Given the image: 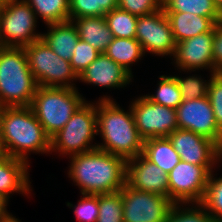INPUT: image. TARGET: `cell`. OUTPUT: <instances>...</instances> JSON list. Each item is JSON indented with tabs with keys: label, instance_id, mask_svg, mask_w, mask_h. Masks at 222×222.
<instances>
[{
	"label": "cell",
	"instance_id": "obj_21",
	"mask_svg": "<svg viewBox=\"0 0 222 222\" xmlns=\"http://www.w3.org/2000/svg\"><path fill=\"white\" fill-rule=\"evenodd\" d=\"M79 38L104 53L113 36L104 16L80 17L72 20Z\"/></svg>",
	"mask_w": 222,
	"mask_h": 222
},
{
	"label": "cell",
	"instance_id": "obj_17",
	"mask_svg": "<svg viewBox=\"0 0 222 222\" xmlns=\"http://www.w3.org/2000/svg\"><path fill=\"white\" fill-rule=\"evenodd\" d=\"M133 75L105 53L98 57L78 76V80L101 88H123L132 82Z\"/></svg>",
	"mask_w": 222,
	"mask_h": 222
},
{
	"label": "cell",
	"instance_id": "obj_3",
	"mask_svg": "<svg viewBox=\"0 0 222 222\" xmlns=\"http://www.w3.org/2000/svg\"><path fill=\"white\" fill-rule=\"evenodd\" d=\"M103 96L96 102L97 135L103 139L97 148L126 161L143 154L144 140L138 133L130 105L125 111L113 98Z\"/></svg>",
	"mask_w": 222,
	"mask_h": 222
},
{
	"label": "cell",
	"instance_id": "obj_7",
	"mask_svg": "<svg viewBox=\"0 0 222 222\" xmlns=\"http://www.w3.org/2000/svg\"><path fill=\"white\" fill-rule=\"evenodd\" d=\"M28 66L38 86L77 89L78 75L70 61L60 58L42 38L24 47Z\"/></svg>",
	"mask_w": 222,
	"mask_h": 222
},
{
	"label": "cell",
	"instance_id": "obj_40",
	"mask_svg": "<svg viewBox=\"0 0 222 222\" xmlns=\"http://www.w3.org/2000/svg\"><path fill=\"white\" fill-rule=\"evenodd\" d=\"M214 3L218 10L222 13V0H214Z\"/></svg>",
	"mask_w": 222,
	"mask_h": 222
},
{
	"label": "cell",
	"instance_id": "obj_32",
	"mask_svg": "<svg viewBox=\"0 0 222 222\" xmlns=\"http://www.w3.org/2000/svg\"><path fill=\"white\" fill-rule=\"evenodd\" d=\"M174 77L179 86L183 101L207 96L209 80H204L201 75H189L186 78L175 75Z\"/></svg>",
	"mask_w": 222,
	"mask_h": 222
},
{
	"label": "cell",
	"instance_id": "obj_27",
	"mask_svg": "<svg viewBox=\"0 0 222 222\" xmlns=\"http://www.w3.org/2000/svg\"><path fill=\"white\" fill-rule=\"evenodd\" d=\"M104 17L114 38L135 39L138 16L117 7Z\"/></svg>",
	"mask_w": 222,
	"mask_h": 222
},
{
	"label": "cell",
	"instance_id": "obj_41",
	"mask_svg": "<svg viewBox=\"0 0 222 222\" xmlns=\"http://www.w3.org/2000/svg\"><path fill=\"white\" fill-rule=\"evenodd\" d=\"M7 0H0V5H3Z\"/></svg>",
	"mask_w": 222,
	"mask_h": 222
},
{
	"label": "cell",
	"instance_id": "obj_20",
	"mask_svg": "<svg viewBox=\"0 0 222 222\" xmlns=\"http://www.w3.org/2000/svg\"><path fill=\"white\" fill-rule=\"evenodd\" d=\"M169 19L176 43L210 32L215 23L208 17L181 12H164Z\"/></svg>",
	"mask_w": 222,
	"mask_h": 222
},
{
	"label": "cell",
	"instance_id": "obj_26",
	"mask_svg": "<svg viewBox=\"0 0 222 222\" xmlns=\"http://www.w3.org/2000/svg\"><path fill=\"white\" fill-rule=\"evenodd\" d=\"M156 94L144 95L148 100L169 108L176 109L182 102L179 86L174 76L161 75Z\"/></svg>",
	"mask_w": 222,
	"mask_h": 222
},
{
	"label": "cell",
	"instance_id": "obj_14",
	"mask_svg": "<svg viewBox=\"0 0 222 222\" xmlns=\"http://www.w3.org/2000/svg\"><path fill=\"white\" fill-rule=\"evenodd\" d=\"M168 138L184 162L197 166L215 167L216 164L221 163V148L202 135L188 130L176 129Z\"/></svg>",
	"mask_w": 222,
	"mask_h": 222
},
{
	"label": "cell",
	"instance_id": "obj_16",
	"mask_svg": "<svg viewBox=\"0 0 222 222\" xmlns=\"http://www.w3.org/2000/svg\"><path fill=\"white\" fill-rule=\"evenodd\" d=\"M126 184L144 192L169 197L168 175L143 154L127 160Z\"/></svg>",
	"mask_w": 222,
	"mask_h": 222
},
{
	"label": "cell",
	"instance_id": "obj_38",
	"mask_svg": "<svg viewBox=\"0 0 222 222\" xmlns=\"http://www.w3.org/2000/svg\"><path fill=\"white\" fill-rule=\"evenodd\" d=\"M0 222H21L16 216L7 212L6 214L0 216Z\"/></svg>",
	"mask_w": 222,
	"mask_h": 222
},
{
	"label": "cell",
	"instance_id": "obj_22",
	"mask_svg": "<svg viewBox=\"0 0 222 222\" xmlns=\"http://www.w3.org/2000/svg\"><path fill=\"white\" fill-rule=\"evenodd\" d=\"M143 155L168 174L179 162L180 156L168 137L144 140Z\"/></svg>",
	"mask_w": 222,
	"mask_h": 222
},
{
	"label": "cell",
	"instance_id": "obj_5",
	"mask_svg": "<svg viewBox=\"0 0 222 222\" xmlns=\"http://www.w3.org/2000/svg\"><path fill=\"white\" fill-rule=\"evenodd\" d=\"M82 96L78 88L38 86L30 107L45 133L51 138L86 101Z\"/></svg>",
	"mask_w": 222,
	"mask_h": 222
},
{
	"label": "cell",
	"instance_id": "obj_39",
	"mask_svg": "<svg viewBox=\"0 0 222 222\" xmlns=\"http://www.w3.org/2000/svg\"><path fill=\"white\" fill-rule=\"evenodd\" d=\"M7 212V207L0 201V216L6 214Z\"/></svg>",
	"mask_w": 222,
	"mask_h": 222
},
{
	"label": "cell",
	"instance_id": "obj_9",
	"mask_svg": "<svg viewBox=\"0 0 222 222\" xmlns=\"http://www.w3.org/2000/svg\"><path fill=\"white\" fill-rule=\"evenodd\" d=\"M214 166H197L180 160L167 174L169 199L174 204L201 203Z\"/></svg>",
	"mask_w": 222,
	"mask_h": 222
},
{
	"label": "cell",
	"instance_id": "obj_1",
	"mask_svg": "<svg viewBox=\"0 0 222 222\" xmlns=\"http://www.w3.org/2000/svg\"><path fill=\"white\" fill-rule=\"evenodd\" d=\"M68 176L81 194H106L120 191L126 184L127 161L98 148L69 156Z\"/></svg>",
	"mask_w": 222,
	"mask_h": 222
},
{
	"label": "cell",
	"instance_id": "obj_24",
	"mask_svg": "<svg viewBox=\"0 0 222 222\" xmlns=\"http://www.w3.org/2000/svg\"><path fill=\"white\" fill-rule=\"evenodd\" d=\"M164 12L191 13L210 18L215 24L222 21V13L214 0H162Z\"/></svg>",
	"mask_w": 222,
	"mask_h": 222
},
{
	"label": "cell",
	"instance_id": "obj_10",
	"mask_svg": "<svg viewBox=\"0 0 222 222\" xmlns=\"http://www.w3.org/2000/svg\"><path fill=\"white\" fill-rule=\"evenodd\" d=\"M130 108L143 140L168 137L178 129L176 109L156 104L144 95L132 100Z\"/></svg>",
	"mask_w": 222,
	"mask_h": 222
},
{
	"label": "cell",
	"instance_id": "obj_6",
	"mask_svg": "<svg viewBox=\"0 0 222 222\" xmlns=\"http://www.w3.org/2000/svg\"><path fill=\"white\" fill-rule=\"evenodd\" d=\"M90 102L78 107L64 127L50 138L51 153L73 156L97 148V143L92 144L97 135L96 102Z\"/></svg>",
	"mask_w": 222,
	"mask_h": 222
},
{
	"label": "cell",
	"instance_id": "obj_12",
	"mask_svg": "<svg viewBox=\"0 0 222 222\" xmlns=\"http://www.w3.org/2000/svg\"><path fill=\"white\" fill-rule=\"evenodd\" d=\"M135 39L144 53L159 56H174L176 42L168 17L161 8L151 14L138 16Z\"/></svg>",
	"mask_w": 222,
	"mask_h": 222
},
{
	"label": "cell",
	"instance_id": "obj_31",
	"mask_svg": "<svg viewBox=\"0 0 222 222\" xmlns=\"http://www.w3.org/2000/svg\"><path fill=\"white\" fill-rule=\"evenodd\" d=\"M96 222H123L121 190L99 194V215Z\"/></svg>",
	"mask_w": 222,
	"mask_h": 222
},
{
	"label": "cell",
	"instance_id": "obj_19",
	"mask_svg": "<svg viewBox=\"0 0 222 222\" xmlns=\"http://www.w3.org/2000/svg\"><path fill=\"white\" fill-rule=\"evenodd\" d=\"M47 27L49 29L41 38L60 58L70 61L80 39L76 26L68 21L48 24Z\"/></svg>",
	"mask_w": 222,
	"mask_h": 222
},
{
	"label": "cell",
	"instance_id": "obj_25",
	"mask_svg": "<svg viewBox=\"0 0 222 222\" xmlns=\"http://www.w3.org/2000/svg\"><path fill=\"white\" fill-rule=\"evenodd\" d=\"M46 25L70 21V0H24Z\"/></svg>",
	"mask_w": 222,
	"mask_h": 222
},
{
	"label": "cell",
	"instance_id": "obj_34",
	"mask_svg": "<svg viewBox=\"0 0 222 222\" xmlns=\"http://www.w3.org/2000/svg\"><path fill=\"white\" fill-rule=\"evenodd\" d=\"M99 54L100 52L96 48L79 39L70 60L72 69L79 76Z\"/></svg>",
	"mask_w": 222,
	"mask_h": 222
},
{
	"label": "cell",
	"instance_id": "obj_13",
	"mask_svg": "<svg viewBox=\"0 0 222 222\" xmlns=\"http://www.w3.org/2000/svg\"><path fill=\"white\" fill-rule=\"evenodd\" d=\"M178 129L192 131L215 142L222 149L218 128L208 96L183 101L176 108Z\"/></svg>",
	"mask_w": 222,
	"mask_h": 222
},
{
	"label": "cell",
	"instance_id": "obj_30",
	"mask_svg": "<svg viewBox=\"0 0 222 222\" xmlns=\"http://www.w3.org/2000/svg\"><path fill=\"white\" fill-rule=\"evenodd\" d=\"M165 222H215V221L200 203H195V204L192 203V206L190 203L189 205L173 204L172 207L170 208V211L168 213Z\"/></svg>",
	"mask_w": 222,
	"mask_h": 222
},
{
	"label": "cell",
	"instance_id": "obj_18",
	"mask_svg": "<svg viewBox=\"0 0 222 222\" xmlns=\"http://www.w3.org/2000/svg\"><path fill=\"white\" fill-rule=\"evenodd\" d=\"M29 166L23 160L0 152V201L6 207L12 193H20L27 196L31 193Z\"/></svg>",
	"mask_w": 222,
	"mask_h": 222
},
{
	"label": "cell",
	"instance_id": "obj_29",
	"mask_svg": "<svg viewBox=\"0 0 222 222\" xmlns=\"http://www.w3.org/2000/svg\"><path fill=\"white\" fill-rule=\"evenodd\" d=\"M212 171L209 175L205 196L200 203L212 216L215 222L222 221V176L214 177Z\"/></svg>",
	"mask_w": 222,
	"mask_h": 222
},
{
	"label": "cell",
	"instance_id": "obj_2",
	"mask_svg": "<svg viewBox=\"0 0 222 222\" xmlns=\"http://www.w3.org/2000/svg\"><path fill=\"white\" fill-rule=\"evenodd\" d=\"M0 145L2 153L28 164L31 152L50 153V137L30 106L0 107Z\"/></svg>",
	"mask_w": 222,
	"mask_h": 222
},
{
	"label": "cell",
	"instance_id": "obj_37",
	"mask_svg": "<svg viewBox=\"0 0 222 222\" xmlns=\"http://www.w3.org/2000/svg\"><path fill=\"white\" fill-rule=\"evenodd\" d=\"M213 60L214 66L219 73H222V21L216 23L213 39Z\"/></svg>",
	"mask_w": 222,
	"mask_h": 222
},
{
	"label": "cell",
	"instance_id": "obj_23",
	"mask_svg": "<svg viewBox=\"0 0 222 222\" xmlns=\"http://www.w3.org/2000/svg\"><path fill=\"white\" fill-rule=\"evenodd\" d=\"M132 74L131 66L145 55L141 44L133 38H114L104 52Z\"/></svg>",
	"mask_w": 222,
	"mask_h": 222
},
{
	"label": "cell",
	"instance_id": "obj_35",
	"mask_svg": "<svg viewBox=\"0 0 222 222\" xmlns=\"http://www.w3.org/2000/svg\"><path fill=\"white\" fill-rule=\"evenodd\" d=\"M207 96L213 109L218 128L222 131V73H209Z\"/></svg>",
	"mask_w": 222,
	"mask_h": 222
},
{
	"label": "cell",
	"instance_id": "obj_33",
	"mask_svg": "<svg viewBox=\"0 0 222 222\" xmlns=\"http://www.w3.org/2000/svg\"><path fill=\"white\" fill-rule=\"evenodd\" d=\"M77 205L67 202L69 208H73L78 222H96L99 215V194H81Z\"/></svg>",
	"mask_w": 222,
	"mask_h": 222
},
{
	"label": "cell",
	"instance_id": "obj_15",
	"mask_svg": "<svg viewBox=\"0 0 222 222\" xmlns=\"http://www.w3.org/2000/svg\"><path fill=\"white\" fill-rule=\"evenodd\" d=\"M214 33L215 27L210 32L176 43L173 63H175L177 70L192 73L199 69H209L211 73H219L213 60Z\"/></svg>",
	"mask_w": 222,
	"mask_h": 222
},
{
	"label": "cell",
	"instance_id": "obj_28",
	"mask_svg": "<svg viewBox=\"0 0 222 222\" xmlns=\"http://www.w3.org/2000/svg\"><path fill=\"white\" fill-rule=\"evenodd\" d=\"M118 0H70V21L80 17H98L117 8Z\"/></svg>",
	"mask_w": 222,
	"mask_h": 222
},
{
	"label": "cell",
	"instance_id": "obj_11",
	"mask_svg": "<svg viewBox=\"0 0 222 222\" xmlns=\"http://www.w3.org/2000/svg\"><path fill=\"white\" fill-rule=\"evenodd\" d=\"M123 222H165L174 204L169 197L125 184L121 189Z\"/></svg>",
	"mask_w": 222,
	"mask_h": 222
},
{
	"label": "cell",
	"instance_id": "obj_4",
	"mask_svg": "<svg viewBox=\"0 0 222 222\" xmlns=\"http://www.w3.org/2000/svg\"><path fill=\"white\" fill-rule=\"evenodd\" d=\"M38 88L24 47L0 48V107H29Z\"/></svg>",
	"mask_w": 222,
	"mask_h": 222
},
{
	"label": "cell",
	"instance_id": "obj_8",
	"mask_svg": "<svg viewBox=\"0 0 222 222\" xmlns=\"http://www.w3.org/2000/svg\"><path fill=\"white\" fill-rule=\"evenodd\" d=\"M37 17L24 0H7L0 5L1 47H25L40 39L36 32Z\"/></svg>",
	"mask_w": 222,
	"mask_h": 222
},
{
	"label": "cell",
	"instance_id": "obj_36",
	"mask_svg": "<svg viewBox=\"0 0 222 222\" xmlns=\"http://www.w3.org/2000/svg\"><path fill=\"white\" fill-rule=\"evenodd\" d=\"M118 8L136 16L151 14L162 8V0H118Z\"/></svg>",
	"mask_w": 222,
	"mask_h": 222
}]
</instances>
